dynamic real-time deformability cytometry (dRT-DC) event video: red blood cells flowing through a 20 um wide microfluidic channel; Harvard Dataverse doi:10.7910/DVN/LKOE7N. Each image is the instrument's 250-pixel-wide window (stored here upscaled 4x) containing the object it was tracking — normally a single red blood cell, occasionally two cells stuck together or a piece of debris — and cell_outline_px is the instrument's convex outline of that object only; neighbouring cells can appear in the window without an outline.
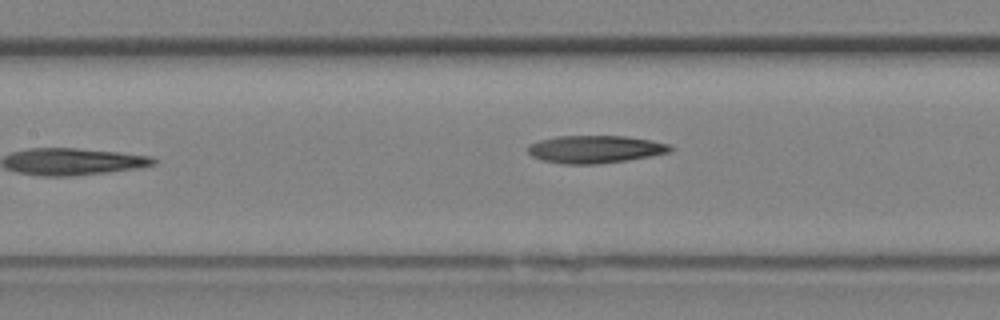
{"species": "Egyptian fruit bat (a non-hibernating species)", "species_latin": "Rousettus aegyptiacus", "temperature_condition": "room temperature", "stored_images_in_passage": 11, "segment_of_instrument_passage": [2, 2], "camera_frame_rate_fps": 3000, "um_per_image_px": 0.085, "animal": {"sex": "female"}, "frame": {"image": 1, "passage_image": 11, "time_ms": 3.333, "image_size_px": [1000, 320], "cell_outline_px": [[676, 148], [672, 152], [600, 164], [564, 164], [544, 160], [532, 156], [528, 152], [528, 144], [540, 140], [556, 136], [624, 136], [652, 140], [668, 144]], "centroid_in_image_um": [50.6, 12.68], "position_along_channel_um": 156.8, "area_um2": 22.89}}